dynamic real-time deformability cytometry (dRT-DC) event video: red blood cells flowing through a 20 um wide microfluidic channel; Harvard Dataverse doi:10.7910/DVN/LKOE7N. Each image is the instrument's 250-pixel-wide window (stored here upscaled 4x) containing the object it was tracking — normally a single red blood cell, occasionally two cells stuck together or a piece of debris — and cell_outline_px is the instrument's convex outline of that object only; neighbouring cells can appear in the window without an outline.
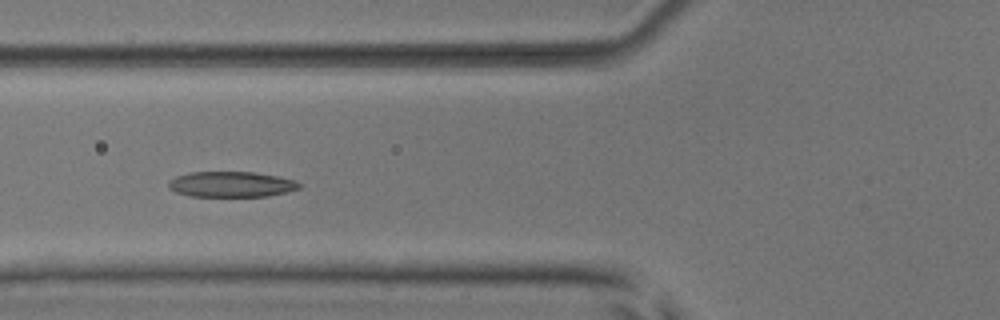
{"species": "common noctule bat (a hibernating species)", "species_latin": "Nyctalus noctula", "temperature_condition": "room temperature", "stored_images_in_passage": 7, "camera_frame_rate_fps": 3000, "um_per_image_px": 0.085, "animal": {"sex": "male", "body_mass_g": 17.9, "forearm_length_mm": 54.2}, "frame": {"image": 1, "passage_image": 5, "time_ms": 5.667, "image_size_px": [1000, 320], "cell_outline_px": [[300, 188], [268, 196], [192, 196], [176, 192], [168, 188], [168, 180], [176, 176], [188, 172], [256, 172], [296, 180], [300, 184]], "centroid_in_image_um": [19.62, 15.66], "position_along_channel_um": 106.2, "area_um2": 19.42}}
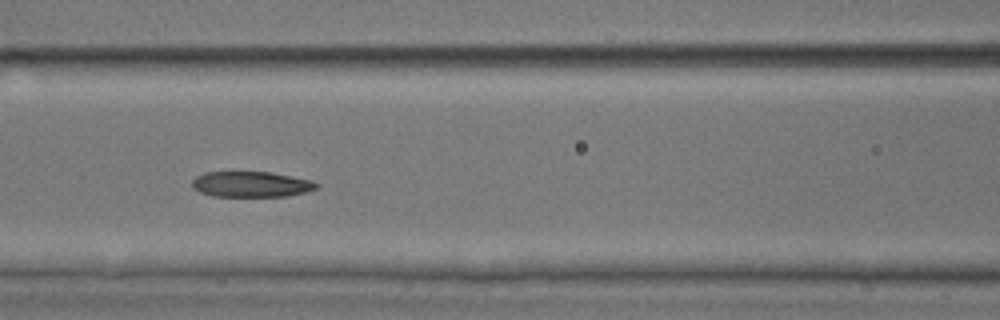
{"frame": {"image": 2, "passage_image": 6, "time_ms": 6.667, "image_size_px": [1000, 320], "cell_outline_px": [[320, 184], [316, 188], [304, 192], [288, 196], [212, 196], [200, 192], [192, 188], [192, 180], [196, 176], [204, 172], [272, 172], [312, 180]], "centroid_in_image_um": [21.34, 15.66], "position_along_channel_um": 145.3, "area_um2": 18.61}}